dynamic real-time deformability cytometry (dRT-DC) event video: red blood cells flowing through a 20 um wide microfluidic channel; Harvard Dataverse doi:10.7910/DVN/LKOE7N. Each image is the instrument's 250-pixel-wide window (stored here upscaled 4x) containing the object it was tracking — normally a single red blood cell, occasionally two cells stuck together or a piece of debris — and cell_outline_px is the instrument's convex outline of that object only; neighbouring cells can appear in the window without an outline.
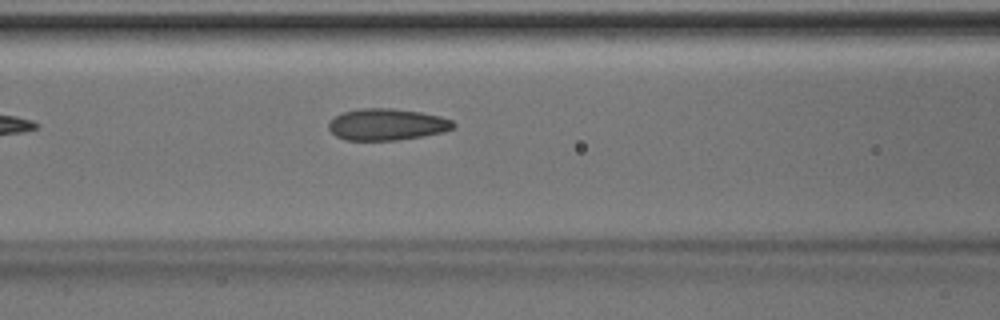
{"species": "Egyptian fruit bat (a non-hibernating species)", "species_latin": "Rousettus aegyptiacus", "temperature_condition": "room temperature", "stored_images_in_passage": 6, "camera_frame_rate_fps": 3000, "um_per_image_px": 0.085, "animal": {"sex": "male"}, "frame": {"image": 1, "passage_image": 6, "time_ms": 1.667, "image_size_px": [1000, 320], "cell_outline_px": [[456, 124], [452, 128], [440, 132], [424, 136], [396, 140], [344, 140], [336, 136], [328, 128], [328, 124], [336, 116], [344, 112], [360, 108], [392, 108], [420, 112], [440, 116], [452, 120]], "centroid_in_image_um": [32.88, 10.58], "position_along_channel_um": 133.7, "area_um2": 22.83}}